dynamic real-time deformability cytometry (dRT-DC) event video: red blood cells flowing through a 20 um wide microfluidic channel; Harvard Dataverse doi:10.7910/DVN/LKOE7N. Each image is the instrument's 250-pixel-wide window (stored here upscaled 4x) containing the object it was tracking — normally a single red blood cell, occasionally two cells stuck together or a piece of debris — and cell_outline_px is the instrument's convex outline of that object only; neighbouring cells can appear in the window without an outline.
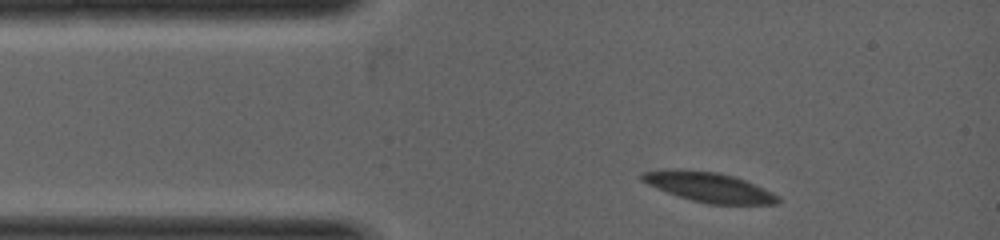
{"species": "common noctule bat (a hibernating species)", "species_latin": "Nyctalus noctula", "temperature_condition": "warm", "stored_images_in_passage": 2, "camera_frame_rate_fps": 5000, "um_per_image_px": 0.085, "animal": {"sex": "female", "body_mass_g": 19.0, "forearm_length_mm": 53.3}, "frame": {"image": 1, "passage_image": 1, "time_ms": 0.0, "image_size_px": [1000, 240], "cell_outline_px": [[780, 200], [776, 204], [708, 204], [692, 200], [668, 192], [648, 184], [640, 180], [640, 176], [644, 172], [716, 172], [732, 176], [744, 180], [772, 192], [780, 196]], "centroid_in_image_um": [60.38, 15.97], "position_along_channel_um": 24.6, "area_um2": 22.2}}
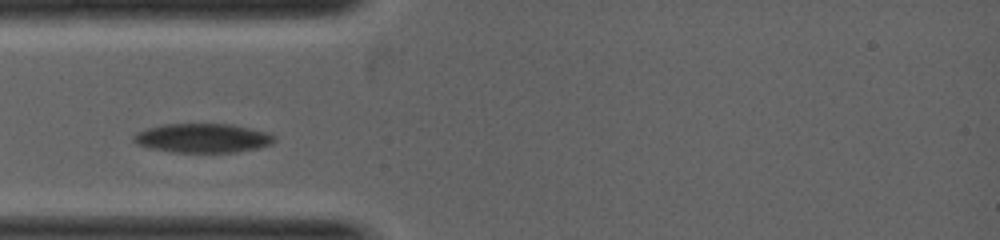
{"frame": {"image": 2, "passage_image": 2, "time_ms": 1.0, "image_size_px": [1000, 240], "cell_outline_px": [[272, 144], [256, 148], [232, 152], [172, 152], [152, 148], [136, 144], [132, 140], [132, 136], [136, 132], [148, 128], [164, 124], [232, 124], [264, 132], [272, 136]], "centroid_in_image_um": [17.13, 11.73], "position_along_channel_um": 67.9, "area_um2": 23.47}}